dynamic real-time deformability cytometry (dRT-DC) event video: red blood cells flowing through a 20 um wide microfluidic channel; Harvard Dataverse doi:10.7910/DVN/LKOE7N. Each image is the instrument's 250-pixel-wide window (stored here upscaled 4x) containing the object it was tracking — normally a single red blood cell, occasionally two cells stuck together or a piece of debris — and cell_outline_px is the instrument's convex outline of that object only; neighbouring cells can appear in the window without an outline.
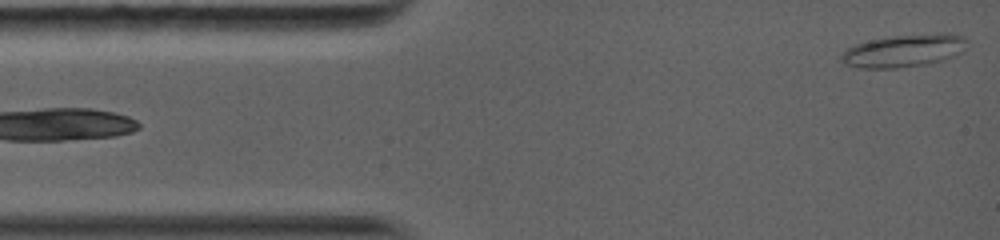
{"species": "common noctule bat (a hibernating species)", "species_latin": "Nyctalus noctula", "temperature_condition": "warm", "stored_images_in_passage": 35, "camera_frame_rate_fps": 5000, "um_per_image_px": 0.085, "animal": {"sex": "female", "body_mass_g": 19.0, "forearm_length_mm": 56.7}, "frame": {"image": 1, "passage_image": 1, "time_ms": 0.0, "image_size_px": [1000, 240], "cell_outline_px": [[964, 52], [956, 56], [944, 60], [924, 64], [896, 68], [856, 68], [844, 64], [840, 60], [840, 56], [848, 48], [856, 44], [872, 40], [892, 36], [936, 32], [948, 32], [964, 36]], "centroid_in_image_um": [76.85, 4.3], "position_along_channel_um": 8.1, "area_um2": 24.1}}
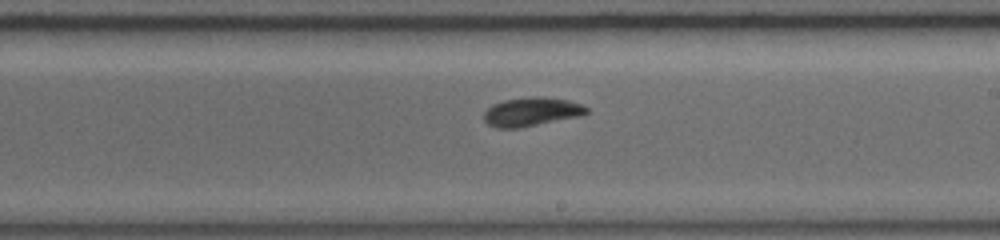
{"frame": {"image": 2, "passage_image": 19, "time_ms": 7.4, "image_size_px": [1000, 240], "cell_outline_px": [[588, 112], [580, 116], [520, 128], [496, 128], [488, 124], [484, 120], [484, 112], [492, 104], [504, 100], [532, 96], [544, 96], [568, 100], [580, 104], [588, 108]], "centroid_in_image_um": [45.16, 9.5], "position_along_channel_um": 243.8, "area_um2": 17.28}}
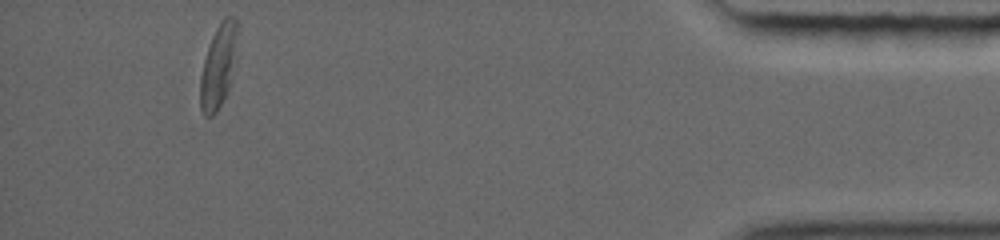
{"frame": {"image": 3, "passage_image": 35, "time_ms": 13.4, "image_size_px": [1000, 240], "cell_outline_px": [[236, 32], [228, 88], [216, 112], [212, 116], [204, 116], [200, 108], [200, 76], [208, 44], [220, 20], [224, 16], [232, 16], [236, 20]], "centroid_in_image_um": [18.48, 5.62], "position_along_channel_um": 416.7, "area_um2": 17.17}, "authors_computed_cell_mechanics": {"area_um2": 17.1088, "velocity_mm_per_s": 4.1186, "shape_relaxation_time_tau1_ms": 2.4467, "shape_relaxation_time_tau2_ms": 3.3309, "deformation_change_tau1": 0.1324, "deformation_change_tau2": 0.0764}}